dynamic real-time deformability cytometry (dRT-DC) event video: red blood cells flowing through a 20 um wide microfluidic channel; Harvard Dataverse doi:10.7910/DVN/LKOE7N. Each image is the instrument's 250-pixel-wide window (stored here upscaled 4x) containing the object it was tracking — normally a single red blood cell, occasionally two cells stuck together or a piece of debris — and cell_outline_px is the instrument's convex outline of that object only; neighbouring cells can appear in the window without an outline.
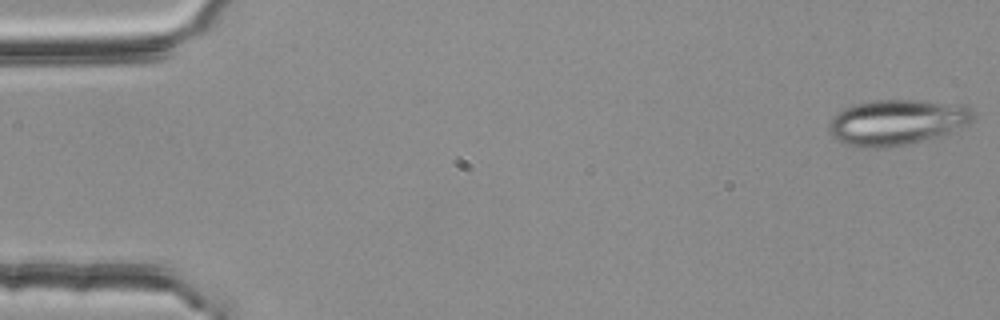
{"species": "common noctule bat (a hibernating species)", "species_latin": "Nyctalus noctula", "temperature_condition": "room temperature", "stored_images_in_passage": 20, "camera_frame_rate_fps": 3000, "um_per_image_px": 0.085, "animal": {"sex": "female", "body_mass_g": 25.1}, "frame": {"image": 1, "passage_image": 1, "time_ms": 0.0, "image_size_px": [1000, 320], "cell_outline_px": [[976, 116], [968, 124], [940, 136], [912, 144], [888, 148], [864, 148], [844, 144], [836, 140], [832, 136], [828, 128], [828, 124], [832, 116], [836, 112], [852, 104], [872, 100], [920, 100], [964, 104]], "centroid_in_image_um": [76.2, 10.4], "position_along_channel_um": 8.8, "area_um2": 39.02}}